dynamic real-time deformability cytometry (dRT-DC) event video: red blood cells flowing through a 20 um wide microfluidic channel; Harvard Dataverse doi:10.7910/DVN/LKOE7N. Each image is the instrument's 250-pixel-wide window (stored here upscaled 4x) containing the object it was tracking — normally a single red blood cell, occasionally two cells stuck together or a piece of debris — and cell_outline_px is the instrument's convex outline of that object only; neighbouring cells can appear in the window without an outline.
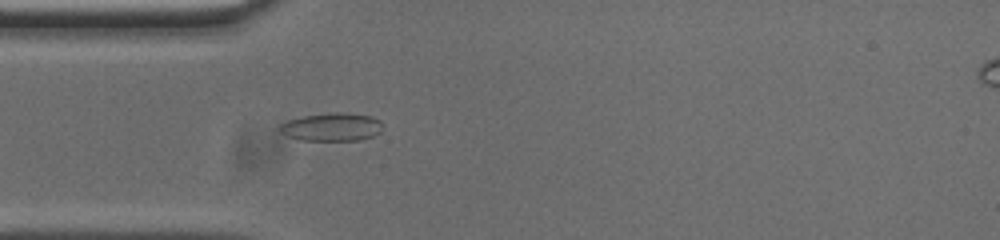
{"species": "common noctule bat (a hibernating species)", "species_latin": "Nyctalus noctula", "temperature_condition": "cold", "stored_images_in_passage": 43, "camera_frame_rate_fps": 3000, "um_per_image_px": 0.085, "animal": {"sex": "male", "body_mass_g": 20.0, "forearm_length_mm": 53.3}, "frame": {"image": 1, "passage_image": 4, "time_ms": 1.0, "image_size_px": [1000, 240], "cell_outline_px": [[384, 128], [380, 132], [372, 136], [360, 140], [300, 140], [288, 136], [280, 132], [280, 124], [288, 120], [304, 116], [336, 112], [344, 112], [372, 116], [380, 120], [384, 124]], "centroid_in_image_um": [28.25, 10.79], "position_along_channel_um": 56.7, "area_um2": 16.94}}
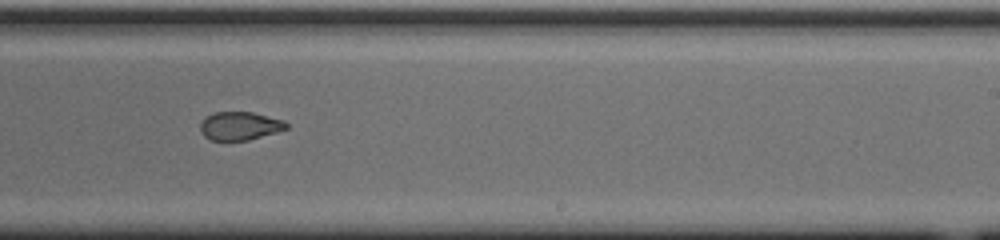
{"frame": {"image": 2, "passage_image": 21, "time_ms": 6.667, "image_size_px": [1000, 240], "cell_outline_px": [[288, 128], [276, 132], [248, 140], [212, 140], [204, 136], [200, 132], [200, 124], [208, 116], [216, 112], [252, 112], [284, 120], [288, 124]], "centroid_in_image_um": [20.4, 10.7], "position_along_channel_um": 268.6, "area_um2": 14.05}}
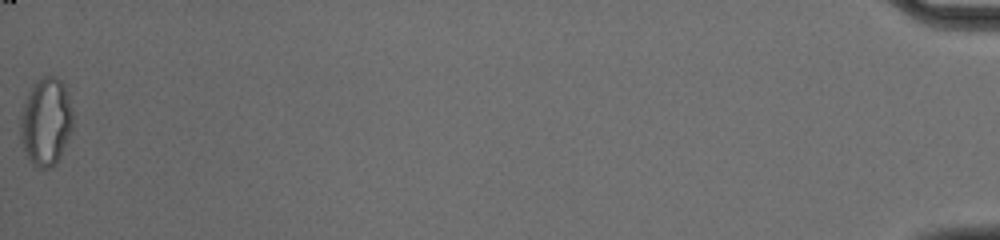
{"frame": {"image": 3, "passage_image": 43, "time_ms": 14.0, "image_size_px": [1000, 240], "cell_outline_px": [[72, 132], [56, 164], [52, 168], [40, 168], [32, 164], [24, 152], [20, 140], [20, 116], [24, 104], [32, 84], [36, 80], [44, 76], [56, 76], [64, 84], [68, 92], [72, 108]], "centroid_in_image_um": [3.91, 10.35], "position_along_channel_um": 431.3, "area_um2": 27.28}, "authors_computed_cell_mechanics": {"area_um2": 16.2418, "velocity_mm_per_s": 3.7586, "shape_relaxation_time_tau1_ms": null, "shape_relaxation_time_tau2_ms": 3.686, "deformation_change_tau1": null, "deformation_change_tau2": 0.0901}}